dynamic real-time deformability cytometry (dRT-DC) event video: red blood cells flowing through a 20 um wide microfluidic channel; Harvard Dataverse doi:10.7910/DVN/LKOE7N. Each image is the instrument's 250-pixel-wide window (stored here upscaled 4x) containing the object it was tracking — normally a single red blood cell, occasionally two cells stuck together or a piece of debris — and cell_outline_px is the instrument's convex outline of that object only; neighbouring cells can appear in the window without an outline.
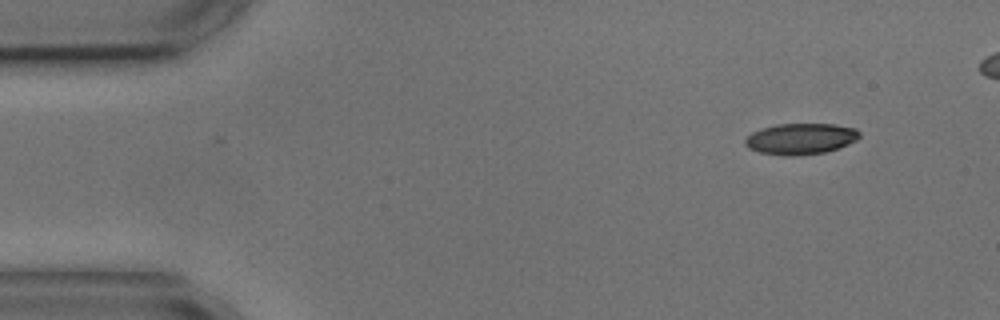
{"species": "common noctule bat (a hibernating species)", "species_latin": "Nyctalus noctula", "temperature_condition": "cold", "stored_images_in_passage": 4, "camera_frame_rate_fps": 3000, "um_per_image_px": 0.085, "animal": {"sex": "male", "body_mass_g": 17.9, "forearm_length_mm": 54.2}, "frame": {"image": 1, "passage_image": 1, "time_ms": 0.0, "image_size_px": [1000, 320], "cell_outline_px": [[860, 136], [856, 140], [840, 148], [824, 152], [796, 156], [784, 156], [760, 152], [748, 148], [744, 144], [744, 140], [752, 132], [760, 128], [776, 124], [836, 124], [856, 128], [860, 132]], "centroid_in_image_um": [68.05, 11.79], "position_along_channel_um": 16.9, "area_um2": 20.92}}